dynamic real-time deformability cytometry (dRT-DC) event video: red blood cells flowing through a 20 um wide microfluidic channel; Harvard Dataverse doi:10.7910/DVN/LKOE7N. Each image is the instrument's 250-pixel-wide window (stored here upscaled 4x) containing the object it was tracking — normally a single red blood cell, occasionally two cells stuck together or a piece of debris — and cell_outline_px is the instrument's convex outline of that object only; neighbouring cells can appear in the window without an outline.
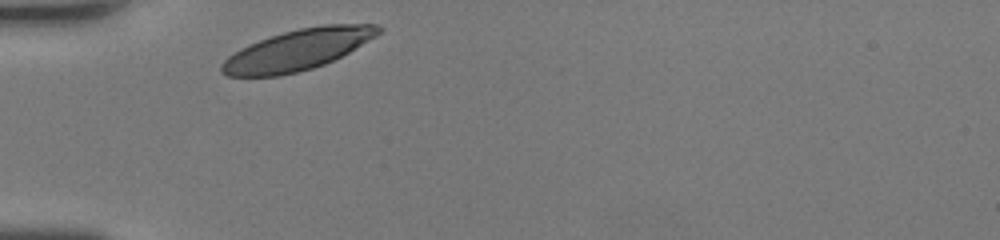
{"species": "human", "species_latin": "Homo sapiens", "temperature_condition": "room temperature", "stored_images_in_passage": 26, "camera_frame_rate_fps": 3000, "um_per_image_px": 0.085, "donor": {"sex": "female"}, "frame": {"image": 1, "passage_image": 1, "time_ms": 0.0, "image_size_px": [1000, 240], "cell_outline_px": [[384, 28], [376, 36], [348, 52], [324, 64], [312, 68], [280, 76], [228, 76], [220, 72], [220, 64], [228, 56], [240, 48], [260, 40], [284, 32], [300, 28], [324, 24], [376, 24]], "centroid_in_image_um": [25.29, 4.23], "position_along_channel_um": 59.7, "area_um2": 36.93}}
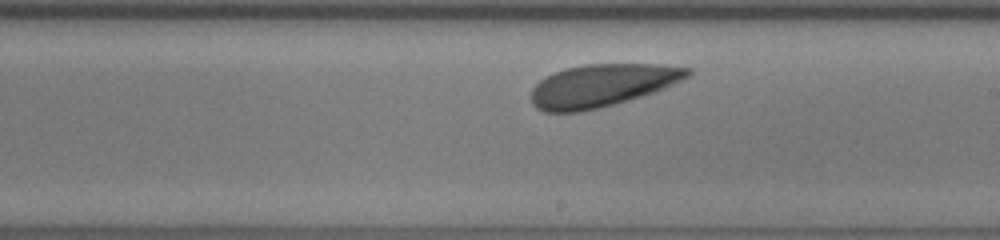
{"frame": {"image": 2, "passage_image": 15, "time_ms": 4.667, "image_size_px": [1000, 240], "cell_outline_px": [[692, 72], [688, 76], [656, 92], [600, 108], [580, 112], [544, 112], [536, 108], [532, 104], [528, 96], [532, 88], [540, 80], [556, 72], [568, 68], [584, 64], [656, 64], [692, 68]], "centroid_in_image_um": [51.13, 7.28], "position_along_channel_um": 237.9, "area_um2": 38.9}}
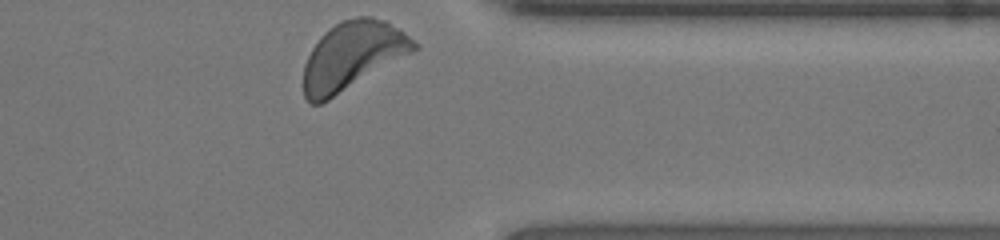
{"frame": {"image": 3, "passage_image": 26, "time_ms": 8.333, "image_size_px": [1000, 240], "cell_outline_px": [[420, 48], [328, 100], [320, 104], [312, 104], [304, 96], [304, 64], [312, 48], [320, 36], [328, 28], [340, 20], [356, 16], [372, 16], [384, 20], [404, 32], [420, 44]], "centroid_in_image_um": [29.96, 4.71], "position_along_channel_um": 381.4, "area_um2": 43.64}}